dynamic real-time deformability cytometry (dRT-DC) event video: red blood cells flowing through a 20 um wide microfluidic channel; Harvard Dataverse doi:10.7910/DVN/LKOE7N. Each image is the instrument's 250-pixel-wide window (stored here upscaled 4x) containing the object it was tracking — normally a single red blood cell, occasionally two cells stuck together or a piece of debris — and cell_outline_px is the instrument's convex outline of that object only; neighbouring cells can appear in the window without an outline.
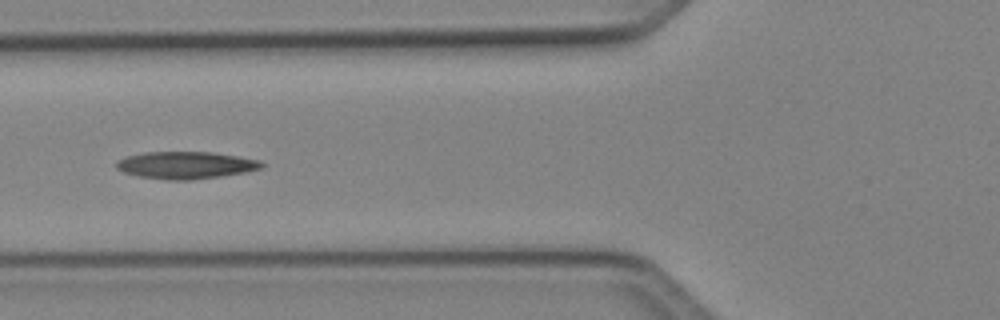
{"species": "Egyptian fruit bat (a non-hibernating species)", "species_latin": "Rousettus aegyptiacus", "temperature_condition": "cold", "stored_images_in_passage": 15, "camera_frame_rate_fps": 3000, "um_per_image_px": 0.085, "animal": {"sex": "female"}, "frame": {"image": 1, "passage_image": 11, "time_ms": 3.333, "image_size_px": [1000, 320], "cell_outline_px": [[264, 164], [260, 168], [244, 172], [220, 176], [188, 180], [168, 180], [140, 176], [124, 172], [116, 168], [116, 164], [120, 160], [128, 156], [144, 152], [212, 152], [240, 156], [260, 160]], "centroid_in_image_um": [15.81, 14.03], "position_along_channel_um": 110.0, "area_um2": 22.77}}